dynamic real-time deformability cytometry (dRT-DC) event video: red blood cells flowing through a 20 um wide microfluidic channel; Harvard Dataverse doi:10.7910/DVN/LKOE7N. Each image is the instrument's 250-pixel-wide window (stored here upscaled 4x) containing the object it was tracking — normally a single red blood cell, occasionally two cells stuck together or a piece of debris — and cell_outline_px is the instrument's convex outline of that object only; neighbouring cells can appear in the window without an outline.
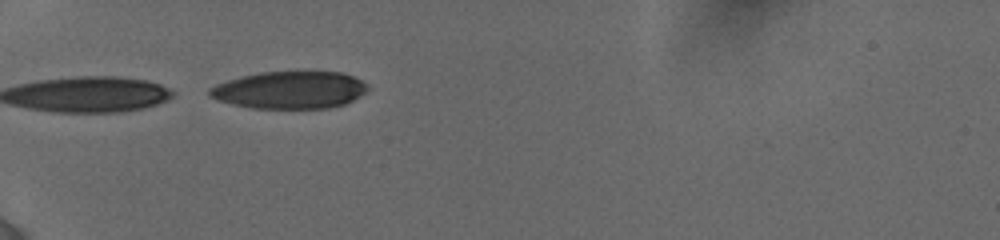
{"species": "human", "species_latin": "Homo sapiens", "temperature_condition": "cold", "stored_images_in_passage": 9, "camera_frame_rate_fps": 3000, "um_per_image_px": 0.085, "donor": {"sex": "female"}, "frame": {"image": 1, "passage_image": 1, "time_ms": 0.0, "image_size_px": [1000, 240], "cell_outline_px": [[368, 88], [360, 96], [344, 104], [328, 108], [252, 108], [232, 104], [216, 100], [208, 96], [208, 88], [216, 84], [240, 76], [260, 72], [340, 72], [352, 76], [360, 80]], "centroid_in_image_um": [24.56, 7.65], "position_along_channel_um": 60.4, "area_um2": 34.28}}
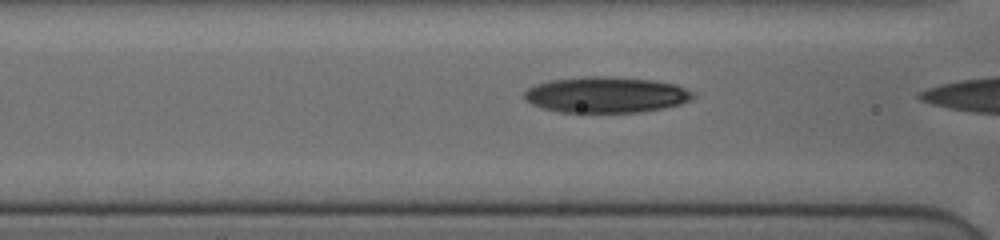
{"frame": {"image": 2, "passage_image": 7, "time_ms": 1.0, "image_size_px": [1000, 240], "cell_outline_px": [[696, 96], [692, 100], [680, 104], [664, 108], [640, 112], [560, 112], [544, 108], [532, 104], [524, 100], [524, 92], [528, 88], [536, 84], [548, 80], [584, 76], [612, 76], [656, 80], [676, 84], [692, 92]], "centroid_in_image_um": [51.52, 8.04], "position_along_channel_um": 115.1, "area_um2": 35.66}}